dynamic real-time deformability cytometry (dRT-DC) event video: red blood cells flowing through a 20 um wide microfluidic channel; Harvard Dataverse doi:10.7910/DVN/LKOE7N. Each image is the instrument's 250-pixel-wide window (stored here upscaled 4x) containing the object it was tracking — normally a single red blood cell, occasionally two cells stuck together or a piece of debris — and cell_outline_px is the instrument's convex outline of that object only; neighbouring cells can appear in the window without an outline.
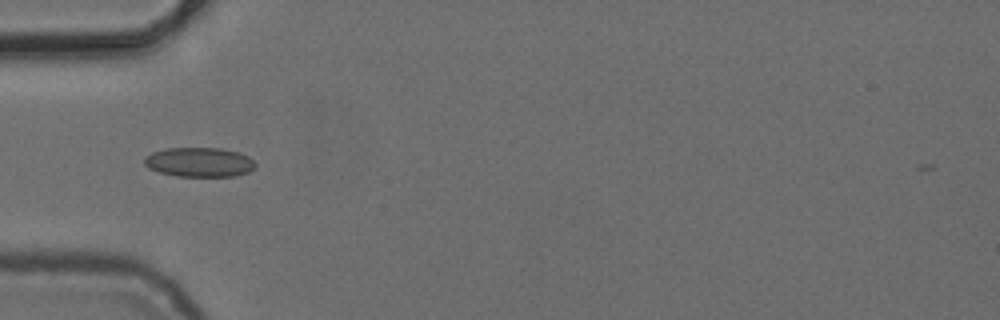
{"species": "common noctule bat (a hibernating species)", "species_latin": "Nyctalus noctula", "temperature_condition": "cold", "stored_images_in_passage": 3, "camera_frame_rate_fps": 3000, "um_per_image_px": 0.085, "animal": {"sex": "female", "body_mass_g": 24.6, "forearm_length_mm": 56.2}, "frame": {"image": 1, "passage_image": 3, "time_ms": 2.667, "image_size_px": [1000, 320], "cell_outline_px": [[256, 168], [248, 172], [236, 176], [176, 176], [160, 172], [148, 168], [144, 164], [144, 156], [152, 152], [168, 148], [220, 148], [240, 152], [248, 156], [256, 164]], "centroid_in_image_um": [16.95, 13.78], "position_along_channel_um": 68.0, "area_um2": 19.19}}